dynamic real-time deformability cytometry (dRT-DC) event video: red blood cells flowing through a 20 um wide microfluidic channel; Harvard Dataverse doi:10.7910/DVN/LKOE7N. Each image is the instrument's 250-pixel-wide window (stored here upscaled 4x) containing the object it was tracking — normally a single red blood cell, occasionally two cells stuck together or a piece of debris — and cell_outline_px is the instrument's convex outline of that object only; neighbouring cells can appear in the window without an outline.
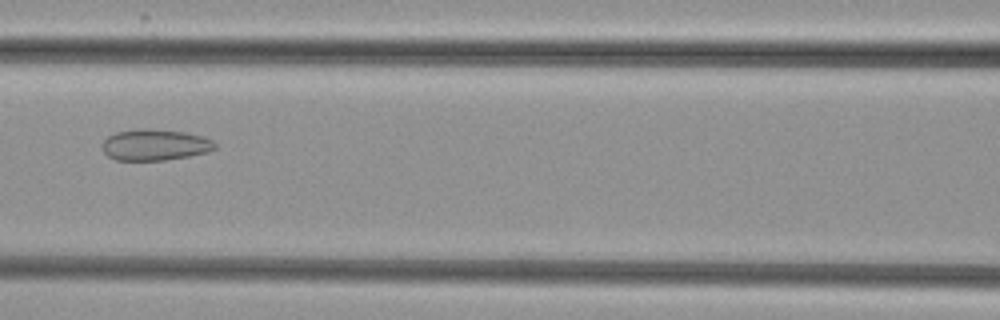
{"species": "common noctule bat (a hibernating species)", "species_latin": "Nyctalus noctula", "temperature_condition": "cold", "stored_images_in_passage": 7, "camera_frame_rate_fps": 3000, "um_per_image_px": 0.085, "animal": {"sex": "female", "body_mass_g": 29.2, "forearm_length_mm": 56.3}, "frame": {"image": 1, "passage_image": 7, "time_ms": 7.0, "image_size_px": [1000, 320], "cell_outline_px": [[216, 148], [208, 152], [188, 156], [164, 160], [116, 160], [108, 156], [100, 148], [100, 144], [108, 136], [116, 132], [136, 128], [152, 128], [184, 132], [204, 136], [212, 140], [216, 144]], "centroid_in_image_um": [13.14, 12.3], "position_along_channel_um": 153.5, "area_um2": 20.81}}